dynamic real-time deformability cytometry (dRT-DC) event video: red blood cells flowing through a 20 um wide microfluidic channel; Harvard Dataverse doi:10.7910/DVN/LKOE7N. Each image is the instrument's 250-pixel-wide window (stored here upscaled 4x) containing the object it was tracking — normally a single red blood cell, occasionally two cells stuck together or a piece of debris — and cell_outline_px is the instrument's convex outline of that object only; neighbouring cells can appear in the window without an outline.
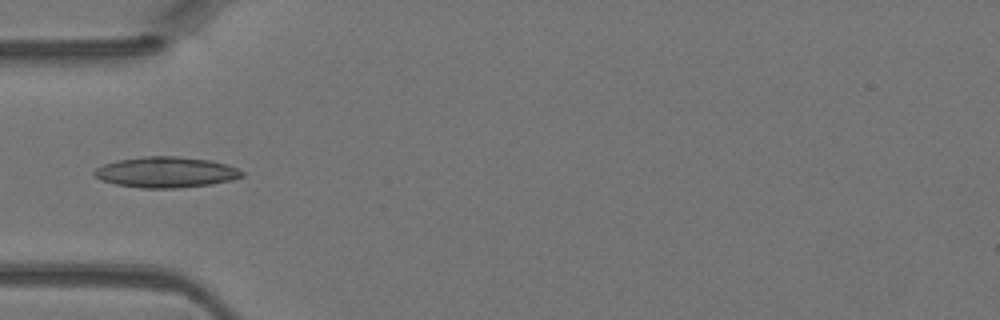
{"species": "Egyptian fruit bat (a non-hibernating species)", "species_latin": "Rousettus aegyptiacus", "temperature_condition": "warm", "stored_images_in_passage": 46, "camera_frame_rate_fps": 3000, "um_per_image_px": 0.085, "animal": {"sex": "female"}, "frame": {"image": 1, "passage_image": 15, "time_ms": 4.667, "image_size_px": [1000, 320], "cell_outline_px": [[244, 176], [232, 180], [212, 184], [176, 188], [140, 188], [116, 184], [100, 180], [92, 176], [92, 172], [96, 168], [104, 164], [116, 160], [144, 156], [176, 156], [208, 160], [224, 164], [236, 168], [244, 172]], "centroid_in_image_um": [14.06, 14.64], "position_along_channel_um": 70.9, "area_um2": 26.53}}
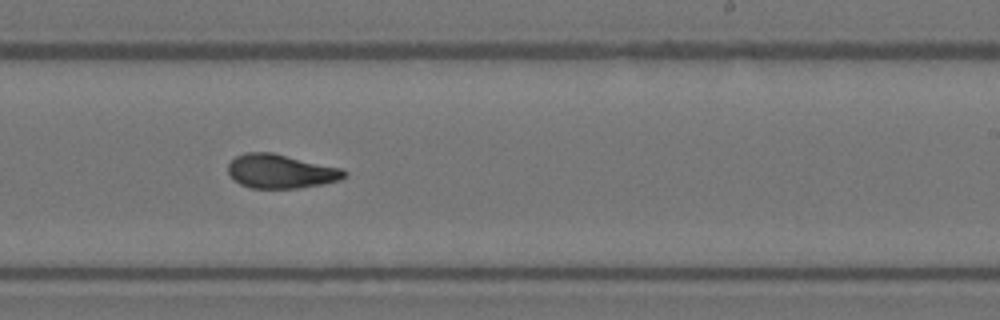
{"frame": {"image": 2, "passage_image": 28, "time_ms": 9.0, "image_size_px": [1000, 320], "cell_outline_px": [[348, 176], [340, 180], [324, 184], [300, 188], [248, 188], [232, 180], [228, 172], [228, 164], [236, 156], [244, 152], [272, 152], [344, 168], [348, 172]], "centroid_in_image_um": [23.9, 14.56], "position_along_channel_um": 265.1, "area_um2": 23.52}}
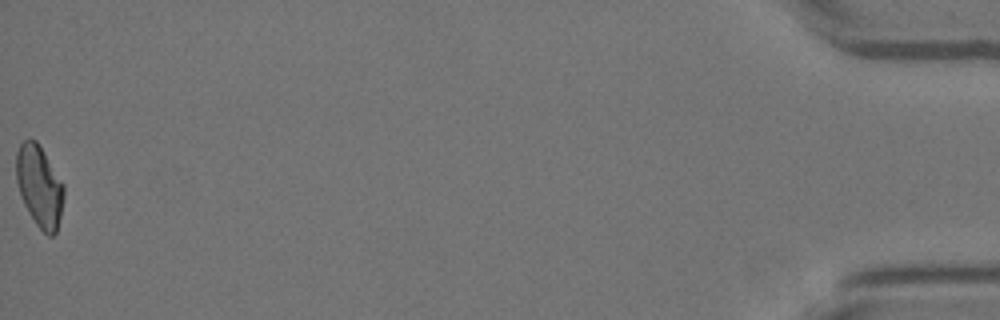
{"frame": {"image": 3, "passage_image": 46, "time_ms": 15.0, "image_size_px": [1000, 320], "cell_outline_px": [[64, 196], [60, 216], [56, 232], [52, 236], [48, 236], [36, 224], [28, 212], [20, 196], [16, 180], [16, 152], [20, 144], [24, 140], [36, 140], [64, 184]], "centroid_in_image_um": [3.34, 15.83], "position_along_channel_um": 431.9, "area_um2": 22.48}}